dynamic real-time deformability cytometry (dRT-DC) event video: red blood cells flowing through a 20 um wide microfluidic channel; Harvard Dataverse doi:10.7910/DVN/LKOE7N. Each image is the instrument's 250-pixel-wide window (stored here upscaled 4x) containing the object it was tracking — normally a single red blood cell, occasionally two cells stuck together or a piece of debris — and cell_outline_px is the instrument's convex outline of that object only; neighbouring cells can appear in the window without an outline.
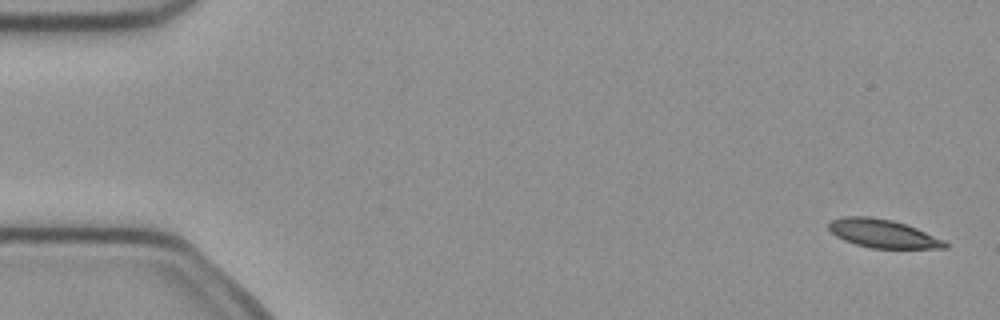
{"species": "common noctule bat (a hibernating species)", "species_latin": "Nyctalus noctula", "temperature_condition": "cold", "stored_images_in_passage": 7, "camera_frame_rate_fps": 3000, "um_per_image_px": 0.085, "animal": {"sex": "female", "body_mass_g": 21.9}, "frame": {"image": 1, "passage_image": 1, "time_ms": 0.0, "image_size_px": [1000, 320], "cell_outline_px": [[948, 248], [872, 248], [856, 244], [844, 240], [836, 236], [828, 228], [828, 224], [832, 220], [844, 216], [872, 216], [892, 220], [916, 228], [944, 240], [948, 244]], "centroid_in_image_um": [75.03, 19.85], "position_along_channel_um": 10.0, "area_um2": 19.07}}
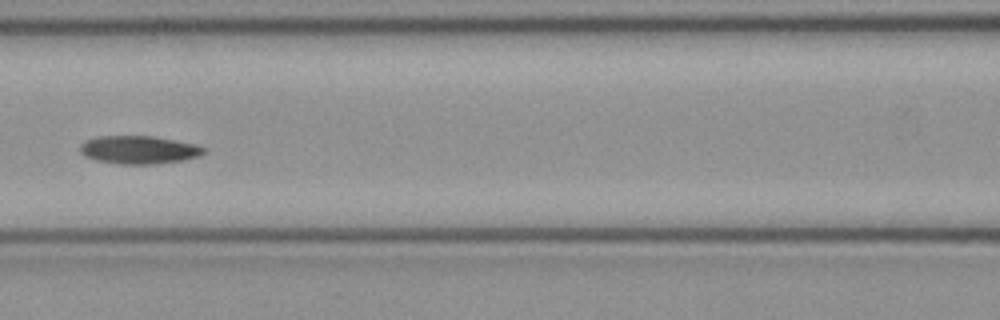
{"frame": {"image": 2, "passage_image": 7, "time_ms": 2.0, "image_size_px": [1000, 320], "cell_outline_px": [[208, 152], [200, 156], [184, 160], [156, 164], [120, 164], [96, 160], [84, 156], [80, 152], [80, 144], [84, 140], [96, 136], [152, 136], [196, 144], [208, 148]], "centroid_in_image_um": [11.83, 12.73], "position_along_channel_um": 154.8, "area_um2": 20.58}}